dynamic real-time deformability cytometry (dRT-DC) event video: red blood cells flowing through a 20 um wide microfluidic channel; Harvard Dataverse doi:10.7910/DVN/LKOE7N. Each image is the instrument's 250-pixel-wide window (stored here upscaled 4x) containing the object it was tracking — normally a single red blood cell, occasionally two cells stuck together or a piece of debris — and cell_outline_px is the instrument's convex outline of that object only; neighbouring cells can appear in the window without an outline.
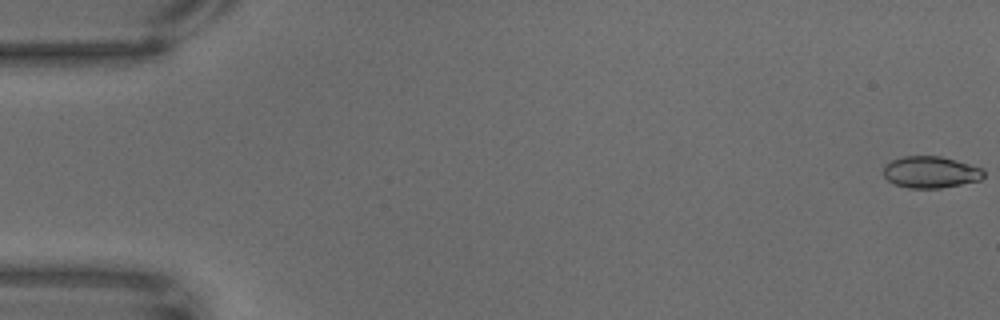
{"species": "common noctule bat (a hibernating species)", "species_latin": "Nyctalus noctula", "temperature_condition": "warm", "stored_images_in_passage": 67, "camera_frame_rate_fps": 3000, "um_per_image_px": 0.085, "animal": {"sex": "male", "body_mass_g": 18.8}, "frame": {"image": 1, "passage_image": 1, "time_ms": 0.0, "image_size_px": [1000, 320], "cell_outline_px": [[984, 176], [980, 180], [940, 188], [908, 188], [896, 184], [888, 180], [884, 176], [884, 164], [892, 160], [904, 156], [940, 156], [984, 168]], "centroid_in_image_um": [79.1, 14.63], "position_along_channel_um": 5.9, "area_um2": 18.44}}
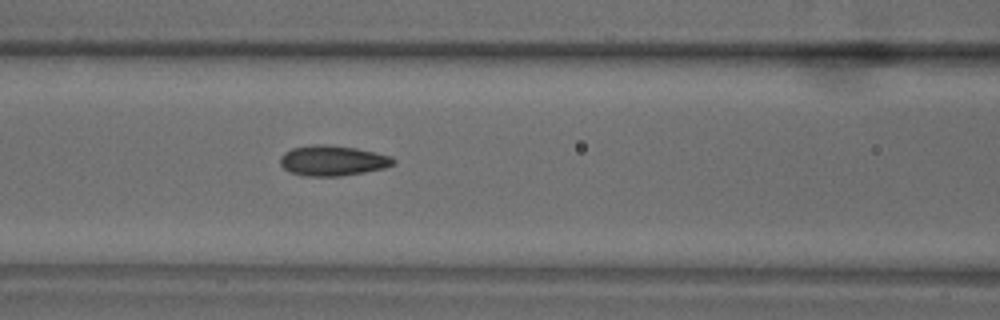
{"frame": {"image": 2, "passage_image": 29, "time_ms": 9.333, "image_size_px": [1000, 320], "cell_outline_px": [[396, 164], [384, 168], [364, 172], [340, 176], [304, 176], [292, 172], [284, 168], [280, 164], [280, 156], [284, 152], [292, 148], [312, 144], [328, 144], [356, 148], [376, 152], [392, 156], [396, 160]], "centroid_in_image_um": [28.3, 13.64], "position_along_channel_um": 138.3, "area_um2": 20.17}}
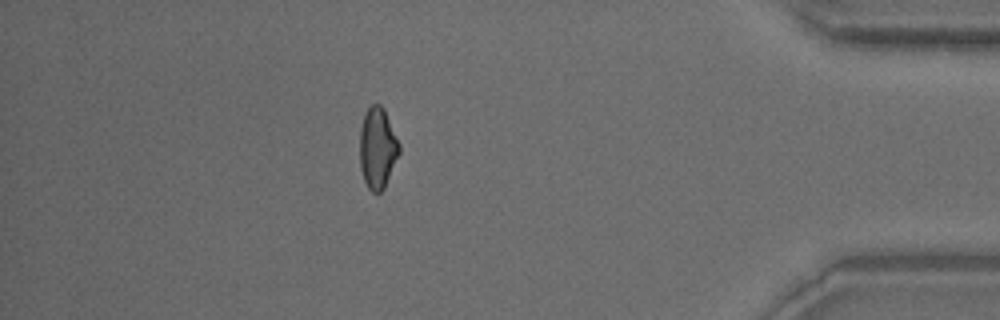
{"frame": {"image": 3, "passage_image": 59, "time_ms": 19.333, "image_size_px": [1000, 320], "cell_outline_px": [[400, 152], [384, 188], [380, 192], [372, 192], [368, 188], [364, 180], [360, 168], [360, 128], [364, 116], [368, 108], [372, 104], [380, 104], [384, 108], [400, 144]], "centroid_in_image_um": [32.09, 12.58], "position_along_channel_um": 403.1, "area_um2": 18.61}}